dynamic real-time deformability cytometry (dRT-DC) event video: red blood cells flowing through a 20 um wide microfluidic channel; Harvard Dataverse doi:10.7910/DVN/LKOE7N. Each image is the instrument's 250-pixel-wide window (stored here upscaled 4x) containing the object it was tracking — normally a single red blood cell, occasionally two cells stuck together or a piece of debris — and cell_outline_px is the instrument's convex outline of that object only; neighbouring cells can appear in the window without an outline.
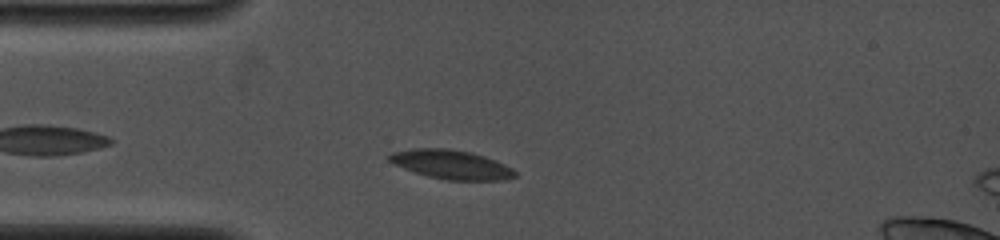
{"species": "common noctule bat (a hibernating species)", "species_latin": "Nyctalus noctula", "temperature_condition": "cold", "stored_images_in_passage": 41, "camera_frame_rate_fps": 4000, "um_per_image_px": 0.085, "animal": {"sex": "female", "body_mass_g": 19.0, "forearm_length_mm": 53.3}, "frame": {"image": 1, "passage_image": 7, "time_ms": 1.5, "image_size_px": [1000, 240], "cell_outline_px": [[516, 176], [504, 180], [448, 180], [428, 176], [404, 168], [388, 160], [388, 156], [392, 152], [412, 148], [448, 148], [472, 152], [496, 160], [512, 168], [516, 172]], "centroid_in_image_um": [38.38, 13.97], "position_along_channel_um": 46.6, "area_um2": 21.21}}
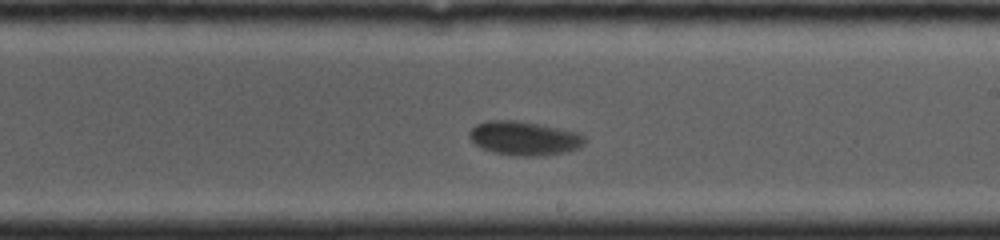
{"frame": {"image": 2, "passage_image": 26, "time_ms": 6.75, "image_size_px": [1000, 240], "cell_outline_px": [[584, 144], [580, 148], [560, 152], [536, 156], [520, 156], [492, 152], [476, 144], [468, 136], [468, 132], [476, 124], [488, 120], [516, 120], [580, 132], [584, 136]], "centroid_in_image_um": [44.54, 11.74], "position_along_channel_um": 244.5, "area_um2": 22.6}}
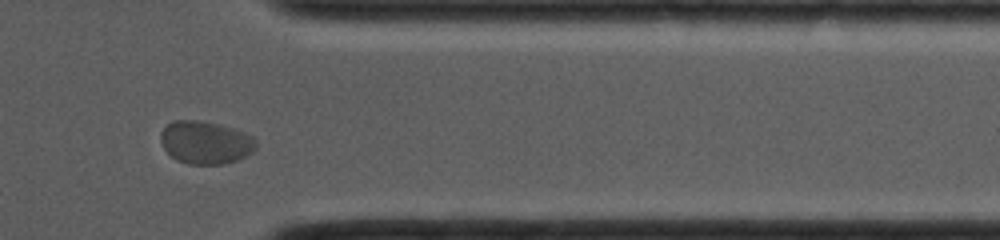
{"frame": {"image": 3, "passage_image": 39, "time_ms": 10.5, "image_size_px": [1000, 240], "cell_outline_px": [[256, 148], [252, 152], [236, 160], [224, 164], [188, 164], [176, 160], [164, 148], [160, 140], [160, 132], [172, 120], [196, 120], [216, 124], [232, 128], [244, 132], [252, 136], [256, 140]], "centroid_in_image_um": [17.45, 12.11], "position_along_channel_um": 393.9, "area_um2": 23.7}, "authors_computed_cell_mechanics": {"area_um2": 22.0218, "velocity_mm_per_s": 3.9956, "shape_relaxation_time_tau1_ms": 3.4618, "shape_relaxation_time_tau2_ms": null, "deformation_change_tau1": 0.1107, "deformation_change_tau2": null}}